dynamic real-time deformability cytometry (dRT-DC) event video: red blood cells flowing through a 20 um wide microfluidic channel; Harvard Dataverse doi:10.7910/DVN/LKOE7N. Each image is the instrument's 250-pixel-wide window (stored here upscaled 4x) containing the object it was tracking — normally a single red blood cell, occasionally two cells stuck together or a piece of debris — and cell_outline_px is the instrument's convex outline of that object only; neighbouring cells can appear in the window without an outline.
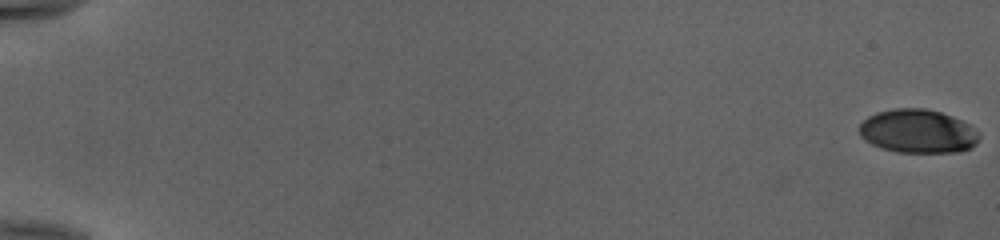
{"species": "human", "species_latin": "Homo sapiens", "temperature_condition": "cold", "stored_images_in_passage": 18, "camera_frame_rate_fps": 3000, "um_per_image_px": 0.085, "donor": {"sex": "female"}, "frame": {"image": 1, "passage_image": 1, "time_ms": 0.0, "image_size_px": [1000, 240], "cell_outline_px": [[980, 136], [976, 144], [972, 148], [960, 152], [896, 152], [880, 148], [864, 140], [860, 136], [860, 124], [868, 116], [876, 112], [892, 108], [924, 108], [940, 112], [952, 116], [972, 124], [980, 132]], "centroid_in_image_um": [78.05, 11.16], "position_along_channel_um": 6.9, "area_um2": 30.98}}
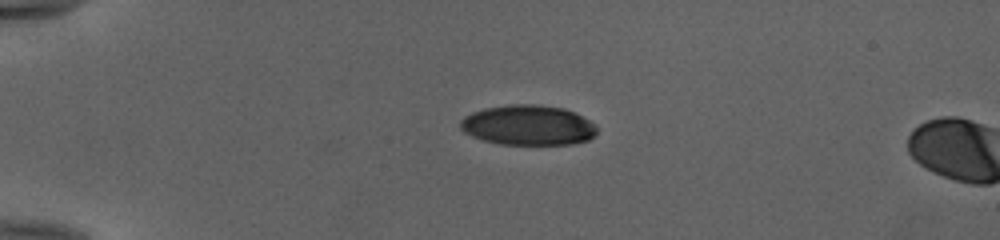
{"frame": {"image": 2, "passage_image": 15, "time_ms": 4.667, "image_size_px": [1000, 240], "cell_outline_px": [[596, 136], [588, 140], [572, 144], [500, 144], [484, 140], [472, 136], [464, 132], [460, 128], [460, 120], [464, 116], [472, 112], [484, 108], [512, 104], [536, 104], [564, 108], [576, 112], [596, 124]], "centroid_in_image_um": [44.91, 10.63], "position_along_channel_um": 40.1, "area_um2": 32.14}}